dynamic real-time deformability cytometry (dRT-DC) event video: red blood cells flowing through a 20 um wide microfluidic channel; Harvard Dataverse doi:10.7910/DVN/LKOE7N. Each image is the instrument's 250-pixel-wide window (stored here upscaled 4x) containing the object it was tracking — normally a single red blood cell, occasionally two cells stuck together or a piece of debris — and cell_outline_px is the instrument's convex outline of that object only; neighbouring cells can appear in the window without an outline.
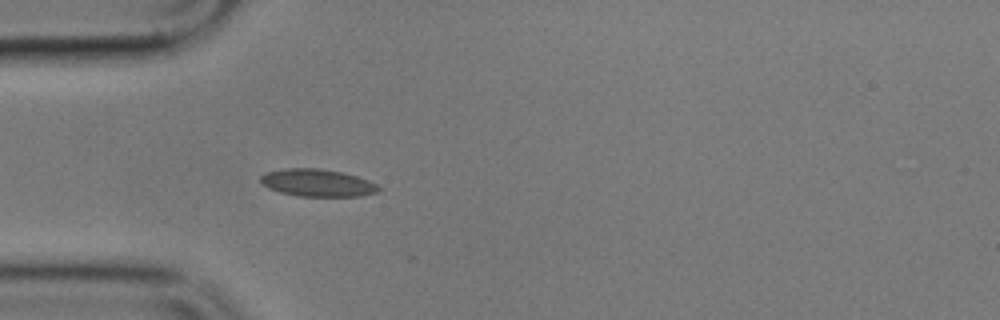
{"species": "common noctule bat (a hibernating species)", "species_latin": "Nyctalus noctula", "temperature_condition": "cold", "stored_images_in_passage": 1, "camera_frame_rate_fps": 3000, "um_per_image_px": 0.085, "animal": {"sex": "male", "body_mass_g": 17.9}, "frame": {"image": 1, "passage_image": 1, "time_ms": 0.0, "image_size_px": [1000, 320], "cell_outline_px": [[384, 188], [376, 192], [360, 196], [296, 196], [280, 192], [268, 188], [260, 184], [260, 176], [264, 172], [284, 168], [320, 168], [340, 172], [356, 176], [368, 180]], "centroid_in_image_um": [26.94, 15.54], "position_along_channel_um": 58.1, "area_um2": 19.02}}